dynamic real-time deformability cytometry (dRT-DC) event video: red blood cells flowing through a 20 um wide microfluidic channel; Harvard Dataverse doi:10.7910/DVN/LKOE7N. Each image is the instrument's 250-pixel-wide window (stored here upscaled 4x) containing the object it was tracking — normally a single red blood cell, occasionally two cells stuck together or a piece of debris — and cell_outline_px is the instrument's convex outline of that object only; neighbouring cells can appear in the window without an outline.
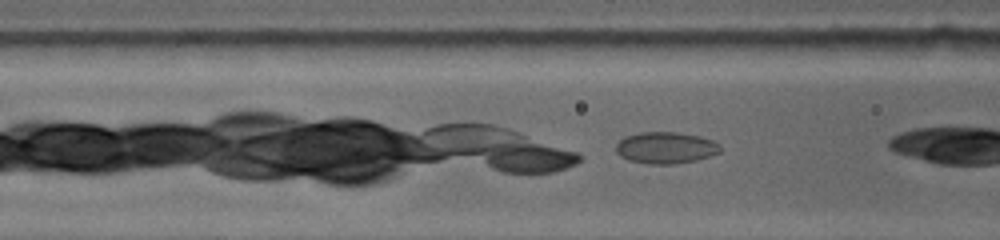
{"species": "common noctule bat (a hibernating species)", "species_latin": "Nyctalus noctula", "temperature_condition": "warm", "stored_images_in_passage": 44, "camera_frame_rate_fps": 5000, "um_per_image_px": 0.085, "animal": {"sex": "female", "body_mass_g": 19.0, "forearm_length_mm": 53.3}, "frame": {"image": 1, "passage_image": 7, "time_ms": 1.2, "image_size_px": [1000, 240], "cell_outline_px": [[720, 152], [696, 160], [672, 164], [652, 164], [632, 160], [620, 156], [616, 152], [616, 144], [620, 140], [628, 136], [640, 132], [676, 132], [700, 136], [712, 140], [720, 148]], "centroid_in_image_um": [56.57, 12.55], "position_along_channel_um": 110.0, "area_um2": 18.84}}